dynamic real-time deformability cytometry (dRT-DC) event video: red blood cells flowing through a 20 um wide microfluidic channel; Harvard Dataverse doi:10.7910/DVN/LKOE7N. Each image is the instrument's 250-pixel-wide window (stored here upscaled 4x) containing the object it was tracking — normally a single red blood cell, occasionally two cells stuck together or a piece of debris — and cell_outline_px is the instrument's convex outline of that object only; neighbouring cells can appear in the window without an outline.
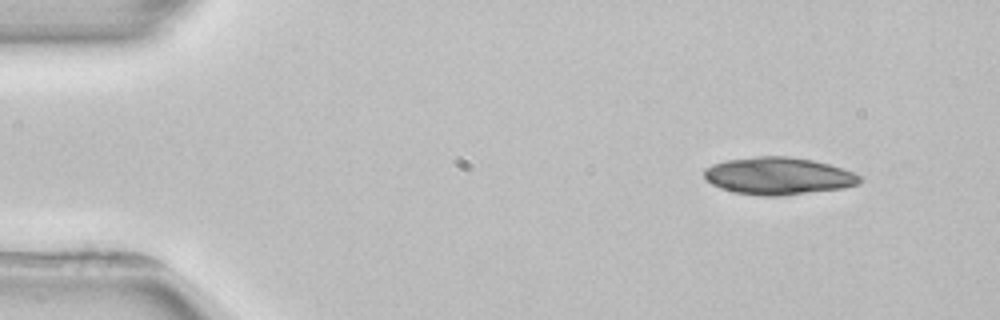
{"species": "common noctule bat (a hibernating species)", "species_latin": "Nyctalus noctula", "temperature_condition": "room temperature", "stored_images_in_passage": 4, "camera_frame_rate_fps": 3000, "um_per_image_px": 0.085, "animal": {"sex": "female", "body_mass_g": 22.7, "forearm_length_mm": 54.2}, "frame": {"image": 1, "passage_image": 1, "time_ms": 0.0, "image_size_px": [1000, 320], "cell_outline_px": [[864, 180], [856, 184], [844, 188], [776, 196], [760, 196], [732, 192], [720, 188], [712, 184], [704, 176], [704, 168], [712, 164], [724, 160], [756, 156], [788, 156], [812, 160], [828, 164], [856, 172], [864, 176]], "centroid_in_image_um": [66.17, 14.95], "position_along_channel_um": 18.8, "area_um2": 34.1}}